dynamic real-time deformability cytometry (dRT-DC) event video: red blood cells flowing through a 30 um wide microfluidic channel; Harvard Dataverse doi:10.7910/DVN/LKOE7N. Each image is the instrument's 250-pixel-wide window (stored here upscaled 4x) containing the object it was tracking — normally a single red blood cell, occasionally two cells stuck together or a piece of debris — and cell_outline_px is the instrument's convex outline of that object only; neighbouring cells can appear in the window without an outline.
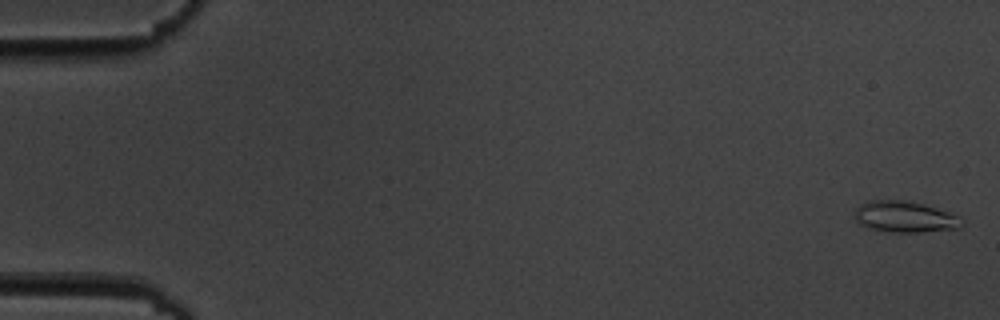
{"species": "common noctule bat (a hibernating species)", "species_latin": "Nyctalus noctula", "temperature_condition": "cold", "stored_images_in_passage": 6, "camera_frame_rate_fps": 3000, "um_per_image_px": 0.085, "animal": {"sex": "male", "body_mass_g": 19.5, "forearm_length_mm": 54.6}, "frame": {"image": 1, "passage_image": 1, "time_ms": 0.0, "image_size_px": [1000, 320], "cell_outline_px": [[964, 224], [960, 228], [920, 232], [892, 232], [868, 228], [860, 224], [856, 220], [856, 208], [860, 204], [868, 200], [904, 200], [924, 204], [952, 212]], "centroid_in_image_um": [76.91, 18.42], "position_along_channel_um": 8.1, "area_um2": 19.48}}
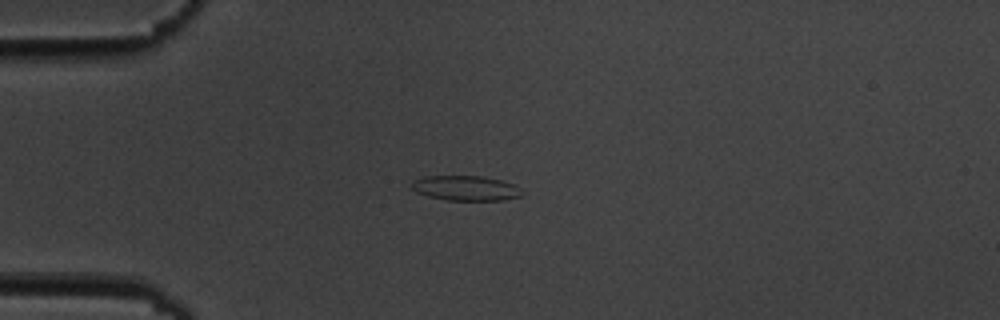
{"frame": {"image": 2, "passage_image": 5, "time_ms": 4.667, "image_size_px": [1000, 320], "cell_outline_px": [[524, 192], [520, 196], [504, 200], [448, 200], [428, 196], [416, 192], [412, 188], [412, 184], [416, 180], [424, 176], [484, 176], [500, 180], [512, 184], [520, 188]], "centroid_in_image_um": [39.61, 15.99], "position_along_channel_um": 45.4, "area_um2": 15.9}}